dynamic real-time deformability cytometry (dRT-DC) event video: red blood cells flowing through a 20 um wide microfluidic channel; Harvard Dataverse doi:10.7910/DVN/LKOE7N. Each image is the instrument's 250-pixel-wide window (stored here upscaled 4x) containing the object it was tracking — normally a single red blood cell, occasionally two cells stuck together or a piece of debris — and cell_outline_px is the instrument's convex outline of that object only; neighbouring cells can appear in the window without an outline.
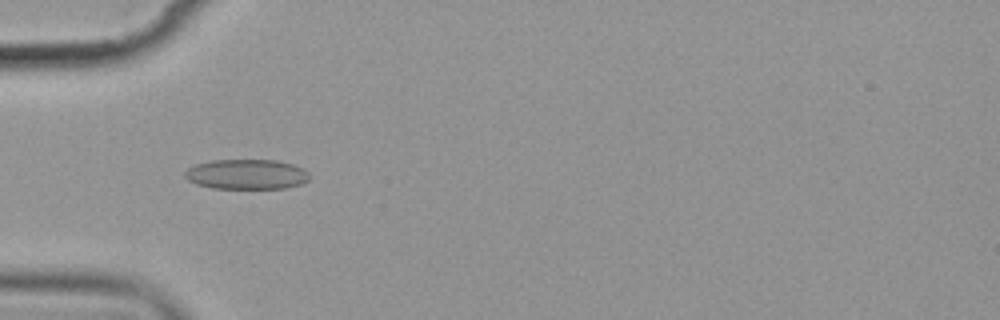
{"species": "common noctule bat (a hibernating species)", "species_latin": "Nyctalus noctula", "temperature_condition": "cold", "stored_images_in_passage": 4, "camera_frame_rate_fps": 3000, "um_per_image_px": 0.085, "animal": {"sex": "female", "body_mass_g": 19.9}, "frame": {"image": 1, "passage_image": 1, "time_ms": 0.0, "image_size_px": [1000, 320], "cell_outline_px": [[308, 180], [300, 184], [284, 188], [212, 188], [196, 184], [188, 180], [184, 176], [184, 172], [188, 168], [196, 164], [212, 160], [276, 160], [292, 164], [304, 168], [308, 172]], "centroid_in_image_um": [20.94, 14.81], "position_along_channel_um": 64.1, "area_um2": 21.73}}
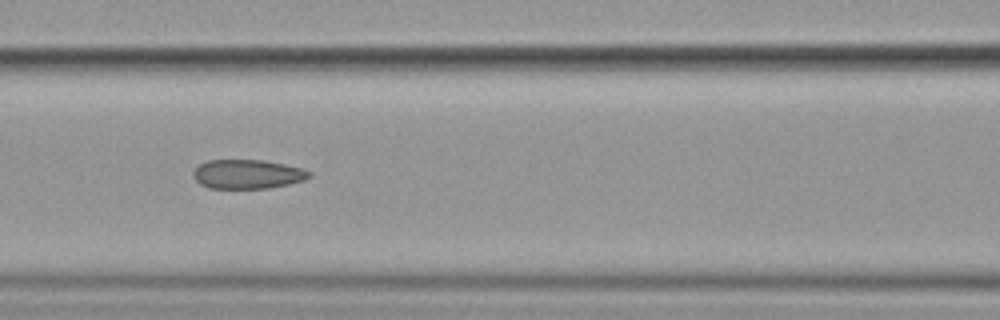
{"frame": {"image": 2, "passage_image": 3, "time_ms": 2.333, "image_size_px": [1000, 320], "cell_outline_px": [[312, 176], [304, 180], [288, 184], [268, 188], [208, 188], [200, 184], [192, 176], [192, 172], [200, 164], [208, 160], [264, 160], [284, 164], [300, 168], [312, 172]], "centroid_in_image_um": [21.03, 14.8], "position_along_channel_um": 145.6, "area_um2": 19.71}}
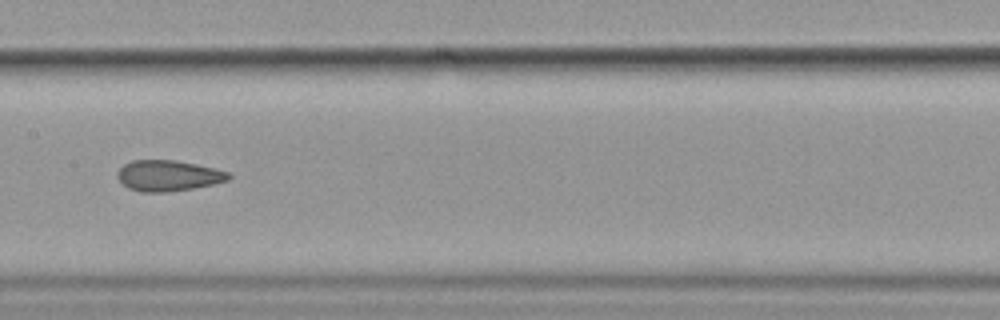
{"frame": {"image": 3, "passage_image": 4, "time_ms": 3.667, "image_size_px": [1000, 320], "cell_outline_px": [[232, 176], [228, 180], [212, 184], [192, 188], [164, 192], [140, 192], [128, 188], [116, 176], [116, 172], [124, 164], [132, 160], [176, 160], [216, 168], [228, 172]], "centroid_in_image_um": [14.28, 14.92], "position_along_channel_um": 193.1, "area_um2": 19.94}}